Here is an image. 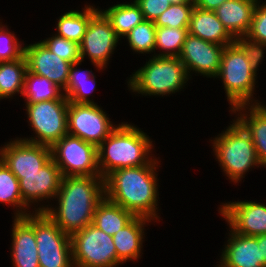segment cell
I'll return each mask as SVG.
<instances>
[{
    "instance_id": "4316f807",
    "label": "cell",
    "mask_w": 266,
    "mask_h": 267,
    "mask_svg": "<svg viewBox=\"0 0 266 267\" xmlns=\"http://www.w3.org/2000/svg\"><path fill=\"white\" fill-rule=\"evenodd\" d=\"M111 22L119 38H124L135 26L145 19L139 6L132 2L114 4L106 10H100Z\"/></svg>"
},
{
    "instance_id": "7a4b0ae2",
    "label": "cell",
    "mask_w": 266,
    "mask_h": 267,
    "mask_svg": "<svg viewBox=\"0 0 266 267\" xmlns=\"http://www.w3.org/2000/svg\"><path fill=\"white\" fill-rule=\"evenodd\" d=\"M158 164L159 160L153 157L147 165L114 170L104 178L105 198L134 216L152 221L160 219L157 213Z\"/></svg>"
},
{
    "instance_id": "83f0119b",
    "label": "cell",
    "mask_w": 266,
    "mask_h": 267,
    "mask_svg": "<svg viewBox=\"0 0 266 267\" xmlns=\"http://www.w3.org/2000/svg\"><path fill=\"white\" fill-rule=\"evenodd\" d=\"M27 61L23 55L13 61L0 62V99L22 96L24 91Z\"/></svg>"
},
{
    "instance_id": "74e56055",
    "label": "cell",
    "mask_w": 266,
    "mask_h": 267,
    "mask_svg": "<svg viewBox=\"0 0 266 267\" xmlns=\"http://www.w3.org/2000/svg\"><path fill=\"white\" fill-rule=\"evenodd\" d=\"M143 13L144 19L155 22L170 5L169 0H134Z\"/></svg>"
},
{
    "instance_id": "8d00e7d4",
    "label": "cell",
    "mask_w": 266,
    "mask_h": 267,
    "mask_svg": "<svg viewBox=\"0 0 266 267\" xmlns=\"http://www.w3.org/2000/svg\"><path fill=\"white\" fill-rule=\"evenodd\" d=\"M258 0L247 37L251 40L266 43V1Z\"/></svg>"
},
{
    "instance_id": "4dcf8cb0",
    "label": "cell",
    "mask_w": 266,
    "mask_h": 267,
    "mask_svg": "<svg viewBox=\"0 0 266 267\" xmlns=\"http://www.w3.org/2000/svg\"><path fill=\"white\" fill-rule=\"evenodd\" d=\"M188 34V28L156 27L154 55L152 56L178 57ZM157 49L160 50L159 54L155 52Z\"/></svg>"
},
{
    "instance_id": "f546056e",
    "label": "cell",
    "mask_w": 266,
    "mask_h": 267,
    "mask_svg": "<svg viewBox=\"0 0 266 267\" xmlns=\"http://www.w3.org/2000/svg\"><path fill=\"white\" fill-rule=\"evenodd\" d=\"M23 97L26 103L67 99L63 90L46 77L35 75L27 70L25 75Z\"/></svg>"
},
{
    "instance_id": "7c38bea8",
    "label": "cell",
    "mask_w": 266,
    "mask_h": 267,
    "mask_svg": "<svg viewBox=\"0 0 266 267\" xmlns=\"http://www.w3.org/2000/svg\"><path fill=\"white\" fill-rule=\"evenodd\" d=\"M116 31L111 22L99 10L89 21L85 35L79 44L80 57L83 62L88 55L91 63L98 69L107 67L110 56L119 42Z\"/></svg>"
},
{
    "instance_id": "d6986e66",
    "label": "cell",
    "mask_w": 266,
    "mask_h": 267,
    "mask_svg": "<svg viewBox=\"0 0 266 267\" xmlns=\"http://www.w3.org/2000/svg\"><path fill=\"white\" fill-rule=\"evenodd\" d=\"M217 267H264L257 236H245L229 232Z\"/></svg>"
},
{
    "instance_id": "484cf974",
    "label": "cell",
    "mask_w": 266,
    "mask_h": 267,
    "mask_svg": "<svg viewBox=\"0 0 266 267\" xmlns=\"http://www.w3.org/2000/svg\"><path fill=\"white\" fill-rule=\"evenodd\" d=\"M81 63L80 60L71 65L68 83L63 93L68 101L72 103H94L88 96L96 89L95 75L90 70L77 69Z\"/></svg>"
},
{
    "instance_id": "7402d4cb",
    "label": "cell",
    "mask_w": 266,
    "mask_h": 267,
    "mask_svg": "<svg viewBox=\"0 0 266 267\" xmlns=\"http://www.w3.org/2000/svg\"><path fill=\"white\" fill-rule=\"evenodd\" d=\"M152 222L148 218L135 216L127 225L116 232L113 243L116 247L117 260L123 264L128 260L135 261L142 257V245L145 238V225Z\"/></svg>"
},
{
    "instance_id": "4fadbf2b",
    "label": "cell",
    "mask_w": 266,
    "mask_h": 267,
    "mask_svg": "<svg viewBox=\"0 0 266 267\" xmlns=\"http://www.w3.org/2000/svg\"><path fill=\"white\" fill-rule=\"evenodd\" d=\"M0 159L17 178L32 175L51 159V147L30 143L20 138L0 147Z\"/></svg>"
},
{
    "instance_id": "f35d334b",
    "label": "cell",
    "mask_w": 266,
    "mask_h": 267,
    "mask_svg": "<svg viewBox=\"0 0 266 267\" xmlns=\"http://www.w3.org/2000/svg\"><path fill=\"white\" fill-rule=\"evenodd\" d=\"M227 0H193L194 6L203 10L214 11Z\"/></svg>"
},
{
    "instance_id": "ba28073f",
    "label": "cell",
    "mask_w": 266,
    "mask_h": 267,
    "mask_svg": "<svg viewBox=\"0 0 266 267\" xmlns=\"http://www.w3.org/2000/svg\"><path fill=\"white\" fill-rule=\"evenodd\" d=\"M74 267H118L113 237L90 224L71 236Z\"/></svg>"
},
{
    "instance_id": "603a6c76",
    "label": "cell",
    "mask_w": 266,
    "mask_h": 267,
    "mask_svg": "<svg viewBox=\"0 0 266 267\" xmlns=\"http://www.w3.org/2000/svg\"><path fill=\"white\" fill-rule=\"evenodd\" d=\"M189 34L218 45L228 46L234 38L228 33L214 11L193 8L188 28Z\"/></svg>"
},
{
    "instance_id": "30bf717a",
    "label": "cell",
    "mask_w": 266,
    "mask_h": 267,
    "mask_svg": "<svg viewBox=\"0 0 266 267\" xmlns=\"http://www.w3.org/2000/svg\"><path fill=\"white\" fill-rule=\"evenodd\" d=\"M51 158L65 176H100L97 146L66 134L51 147Z\"/></svg>"
},
{
    "instance_id": "cb8c5ba5",
    "label": "cell",
    "mask_w": 266,
    "mask_h": 267,
    "mask_svg": "<svg viewBox=\"0 0 266 267\" xmlns=\"http://www.w3.org/2000/svg\"><path fill=\"white\" fill-rule=\"evenodd\" d=\"M134 217L128 210L104 198L94 211L92 224L108 235L113 236Z\"/></svg>"
},
{
    "instance_id": "277c9868",
    "label": "cell",
    "mask_w": 266,
    "mask_h": 267,
    "mask_svg": "<svg viewBox=\"0 0 266 267\" xmlns=\"http://www.w3.org/2000/svg\"><path fill=\"white\" fill-rule=\"evenodd\" d=\"M222 132L211 140L212 150L224 175L236 184L245 178L246 172L261 164L250 134L237 120Z\"/></svg>"
},
{
    "instance_id": "60d3db41",
    "label": "cell",
    "mask_w": 266,
    "mask_h": 267,
    "mask_svg": "<svg viewBox=\"0 0 266 267\" xmlns=\"http://www.w3.org/2000/svg\"><path fill=\"white\" fill-rule=\"evenodd\" d=\"M171 4H181V3H186L188 1H193V0H169Z\"/></svg>"
},
{
    "instance_id": "5bb4252c",
    "label": "cell",
    "mask_w": 266,
    "mask_h": 267,
    "mask_svg": "<svg viewBox=\"0 0 266 267\" xmlns=\"http://www.w3.org/2000/svg\"><path fill=\"white\" fill-rule=\"evenodd\" d=\"M225 46L205 41L191 34L186 36L178 56L190 76V72L207 78H216L220 71L221 55Z\"/></svg>"
},
{
    "instance_id": "e575fe53",
    "label": "cell",
    "mask_w": 266,
    "mask_h": 267,
    "mask_svg": "<svg viewBox=\"0 0 266 267\" xmlns=\"http://www.w3.org/2000/svg\"><path fill=\"white\" fill-rule=\"evenodd\" d=\"M6 27V28H5ZM7 25L0 23V62L13 61L24 55V43L17 40ZM23 46V47H22Z\"/></svg>"
},
{
    "instance_id": "e0dca14e",
    "label": "cell",
    "mask_w": 266,
    "mask_h": 267,
    "mask_svg": "<svg viewBox=\"0 0 266 267\" xmlns=\"http://www.w3.org/2000/svg\"><path fill=\"white\" fill-rule=\"evenodd\" d=\"M20 193L23 202L29 207L35 203L46 200L53 201L60 189L62 174L51 158L39 172L32 175H23L18 178ZM48 199V200H47Z\"/></svg>"
},
{
    "instance_id": "8fae6325",
    "label": "cell",
    "mask_w": 266,
    "mask_h": 267,
    "mask_svg": "<svg viewBox=\"0 0 266 267\" xmlns=\"http://www.w3.org/2000/svg\"><path fill=\"white\" fill-rule=\"evenodd\" d=\"M67 126L68 134L97 147L117 127L98 104L72 102L68 105Z\"/></svg>"
},
{
    "instance_id": "d590c367",
    "label": "cell",
    "mask_w": 266,
    "mask_h": 267,
    "mask_svg": "<svg viewBox=\"0 0 266 267\" xmlns=\"http://www.w3.org/2000/svg\"><path fill=\"white\" fill-rule=\"evenodd\" d=\"M234 43L242 50L251 68L257 74L258 67L264 58L266 43L251 40L247 36L234 38Z\"/></svg>"
},
{
    "instance_id": "d6a6232c",
    "label": "cell",
    "mask_w": 266,
    "mask_h": 267,
    "mask_svg": "<svg viewBox=\"0 0 266 267\" xmlns=\"http://www.w3.org/2000/svg\"><path fill=\"white\" fill-rule=\"evenodd\" d=\"M194 2L171 4L154 22L156 27L189 28Z\"/></svg>"
},
{
    "instance_id": "d4e9b609",
    "label": "cell",
    "mask_w": 266,
    "mask_h": 267,
    "mask_svg": "<svg viewBox=\"0 0 266 267\" xmlns=\"http://www.w3.org/2000/svg\"><path fill=\"white\" fill-rule=\"evenodd\" d=\"M98 11V8L86 5L82 11L69 10V12L60 15L55 28L58 31L56 35L80 44L90 19Z\"/></svg>"
},
{
    "instance_id": "5b68a950",
    "label": "cell",
    "mask_w": 266,
    "mask_h": 267,
    "mask_svg": "<svg viewBox=\"0 0 266 267\" xmlns=\"http://www.w3.org/2000/svg\"><path fill=\"white\" fill-rule=\"evenodd\" d=\"M178 57H151L145 65L130 75L128 89L136 94L169 96L185 87L190 79Z\"/></svg>"
},
{
    "instance_id": "ffe728a7",
    "label": "cell",
    "mask_w": 266,
    "mask_h": 267,
    "mask_svg": "<svg viewBox=\"0 0 266 267\" xmlns=\"http://www.w3.org/2000/svg\"><path fill=\"white\" fill-rule=\"evenodd\" d=\"M231 112L238 114L236 120L250 134L261 167H266V107L264 103L241 105Z\"/></svg>"
},
{
    "instance_id": "52a82bcc",
    "label": "cell",
    "mask_w": 266,
    "mask_h": 267,
    "mask_svg": "<svg viewBox=\"0 0 266 267\" xmlns=\"http://www.w3.org/2000/svg\"><path fill=\"white\" fill-rule=\"evenodd\" d=\"M29 126L36 136L20 138L24 141L52 147L68 133V99H54L25 103Z\"/></svg>"
},
{
    "instance_id": "f1b7e54d",
    "label": "cell",
    "mask_w": 266,
    "mask_h": 267,
    "mask_svg": "<svg viewBox=\"0 0 266 267\" xmlns=\"http://www.w3.org/2000/svg\"><path fill=\"white\" fill-rule=\"evenodd\" d=\"M0 203L16 207L15 217H24L30 214L28 206L23 202L18 178L0 159ZM29 210V211H28ZM29 212V213H28Z\"/></svg>"
},
{
    "instance_id": "6da1fadb",
    "label": "cell",
    "mask_w": 266,
    "mask_h": 267,
    "mask_svg": "<svg viewBox=\"0 0 266 267\" xmlns=\"http://www.w3.org/2000/svg\"><path fill=\"white\" fill-rule=\"evenodd\" d=\"M58 206H39L34 212L46 213L66 234L92 224L97 205L105 198L104 179L101 176H65L55 199ZM50 206V207H49Z\"/></svg>"
},
{
    "instance_id": "3957f363",
    "label": "cell",
    "mask_w": 266,
    "mask_h": 267,
    "mask_svg": "<svg viewBox=\"0 0 266 267\" xmlns=\"http://www.w3.org/2000/svg\"><path fill=\"white\" fill-rule=\"evenodd\" d=\"M116 129L97 147L98 167L104 179L114 170L147 165L154 157L153 141L141 129L128 122Z\"/></svg>"
},
{
    "instance_id": "ac0fdd59",
    "label": "cell",
    "mask_w": 266,
    "mask_h": 267,
    "mask_svg": "<svg viewBox=\"0 0 266 267\" xmlns=\"http://www.w3.org/2000/svg\"><path fill=\"white\" fill-rule=\"evenodd\" d=\"M14 217L11 262L14 267H40L34 232V211L24 217Z\"/></svg>"
},
{
    "instance_id": "8992f818",
    "label": "cell",
    "mask_w": 266,
    "mask_h": 267,
    "mask_svg": "<svg viewBox=\"0 0 266 267\" xmlns=\"http://www.w3.org/2000/svg\"><path fill=\"white\" fill-rule=\"evenodd\" d=\"M256 74L242 50L235 44L225 46L217 78L223 82L230 111L235 107L249 104H260L253 98L255 94Z\"/></svg>"
},
{
    "instance_id": "836d02e7",
    "label": "cell",
    "mask_w": 266,
    "mask_h": 267,
    "mask_svg": "<svg viewBox=\"0 0 266 267\" xmlns=\"http://www.w3.org/2000/svg\"><path fill=\"white\" fill-rule=\"evenodd\" d=\"M52 53L60 58L75 63L81 60L79 44L54 34L41 41Z\"/></svg>"
},
{
    "instance_id": "1f68e13d",
    "label": "cell",
    "mask_w": 266,
    "mask_h": 267,
    "mask_svg": "<svg viewBox=\"0 0 266 267\" xmlns=\"http://www.w3.org/2000/svg\"><path fill=\"white\" fill-rule=\"evenodd\" d=\"M155 36L156 25L154 22L144 20L142 23L135 26L125 38L127 39L131 50L139 54H151L154 52Z\"/></svg>"
},
{
    "instance_id": "ab89813d",
    "label": "cell",
    "mask_w": 266,
    "mask_h": 267,
    "mask_svg": "<svg viewBox=\"0 0 266 267\" xmlns=\"http://www.w3.org/2000/svg\"><path fill=\"white\" fill-rule=\"evenodd\" d=\"M258 246H260L261 258H264V267H266V234L257 236Z\"/></svg>"
},
{
    "instance_id": "9c48e42d",
    "label": "cell",
    "mask_w": 266,
    "mask_h": 267,
    "mask_svg": "<svg viewBox=\"0 0 266 267\" xmlns=\"http://www.w3.org/2000/svg\"><path fill=\"white\" fill-rule=\"evenodd\" d=\"M34 232L40 267H74L70 235L46 213H34Z\"/></svg>"
},
{
    "instance_id": "44dd1931",
    "label": "cell",
    "mask_w": 266,
    "mask_h": 267,
    "mask_svg": "<svg viewBox=\"0 0 266 267\" xmlns=\"http://www.w3.org/2000/svg\"><path fill=\"white\" fill-rule=\"evenodd\" d=\"M258 0H227L214 10L225 29L233 38L246 36Z\"/></svg>"
},
{
    "instance_id": "9a60e30c",
    "label": "cell",
    "mask_w": 266,
    "mask_h": 267,
    "mask_svg": "<svg viewBox=\"0 0 266 267\" xmlns=\"http://www.w3.org/2000/svg\"><path fill=\"white\" fill-rule=\"evenodd\" d=\"M219 213L230 230L245 236L266 234V205L255 201L222 203Z\"/></svg>"
},
{
    "instance_id": "2e32d148",
    "label": "cell",
    "mask_w": 266,
    "mask_h": 267,
    "mask_svg": "<svg viewBox=\"0 0 266 267\" xmlns=\"http://www.w3.org/2000/svg\"><path fill=\"white\" fill-rule=\"evenodd\" d=\"M27 70L35 75L46 77L64 90L68 83L72 63L52 53L41 40L24 46Z\"/></svg>"
}]
</instances>
